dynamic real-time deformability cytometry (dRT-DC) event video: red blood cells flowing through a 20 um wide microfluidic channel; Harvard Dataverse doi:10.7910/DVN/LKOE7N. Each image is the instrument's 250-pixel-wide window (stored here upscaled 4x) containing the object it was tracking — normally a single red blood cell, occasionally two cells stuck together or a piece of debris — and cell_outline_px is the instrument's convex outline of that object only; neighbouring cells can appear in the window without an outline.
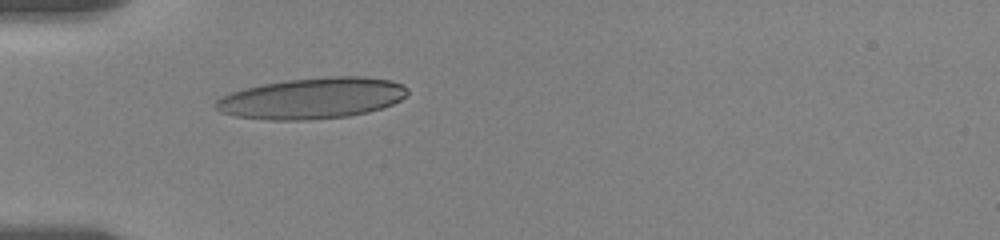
{"species": "human", "species_latin": "Homo sapiens", "temperature_condition": "room temperature", "stored_images_in_passage": 11, "camera_frame_rate_fps": 3000, "um_per_image_px": 0.085, "donor": {"sex": "female"}, "frame": {"image": 1, "passage_image": 10, "time_ms": 5.667, "image_size_px": [1000, 240], "cell_outline_px": [[408, 96], [392, 104], [368, 112], [348, 116], [308, 120], [268, 120], [236, 116], [220, 112], [212, 104], [220, 96], [232, 92], [264, 84], [288, 80], [328, 76], [364, 76], [392, 80], [404, 84], [408, 88]], "centroid_in_image_um": [26.56, 8.35], "position_along_channel_um": 58.4, "area_um2": 46.07}}